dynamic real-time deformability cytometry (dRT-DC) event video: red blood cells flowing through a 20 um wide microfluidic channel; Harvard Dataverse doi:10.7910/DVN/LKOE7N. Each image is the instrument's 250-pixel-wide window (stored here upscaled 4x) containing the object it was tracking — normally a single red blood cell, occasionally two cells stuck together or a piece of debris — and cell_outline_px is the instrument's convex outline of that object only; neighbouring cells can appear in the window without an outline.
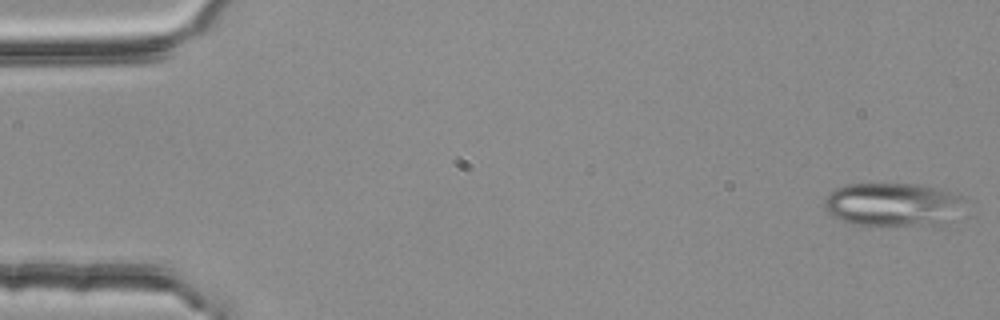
{"species": "common noctule bat (a hibernating species)", "species_latin": "Nyctalus noctula", "temperature_condition": "room temperature", "stored_images_in_passage": 4, "camera_frame_rate_fps": 3000, "um_per_image_px": 0.085, "animal": {"sex": "female", "body_mass_g": 25.1}, "frame": {"image": 1, "passage_image": 1, "time_ms": 0.0, "image_size_px": [1000, 320], "cell_outline_px": [[960, 196], [944, 220], [940, 224], [852, 224], [840, 220], [832, 216], [824, 208], [824, 196], [836, 188], [848, 184], [916, 184], [940, 188], [952, 192]], "centroid_in_image_um": [75.64, 17.34], "position_along_channel_um": 9.4, "area_um2": 33.87}}